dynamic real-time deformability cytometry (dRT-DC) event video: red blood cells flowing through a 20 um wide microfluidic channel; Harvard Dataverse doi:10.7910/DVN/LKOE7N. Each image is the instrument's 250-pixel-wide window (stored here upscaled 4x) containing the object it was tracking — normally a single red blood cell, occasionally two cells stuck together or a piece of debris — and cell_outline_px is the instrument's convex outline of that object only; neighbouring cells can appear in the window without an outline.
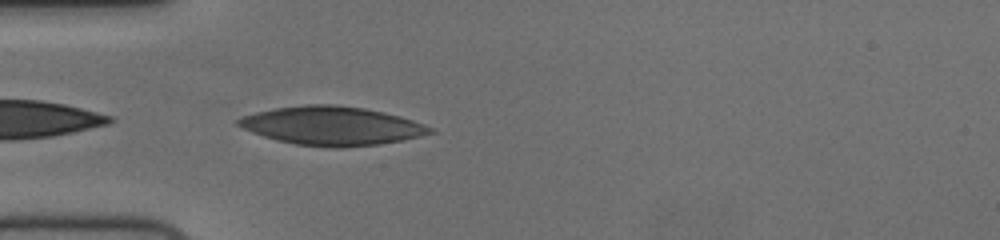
{"species": "human", "species_latin": "Homo sapiens", "temperature_condition": "cold", "stored_images_in_passage": 38, "camera_frame_rate_fps": 3000, "um_per_image_px": 0.085, "donor": {"sex": "female"}, "frame": {"image": 1, "passage_image": 1, "time_ms": 0.0, "image_size_px": [1000, 240], "cell_outline_px": [[436, 132], [420, 136], [380, 144], [344, 148], [328, 148], [296, 144], [276, 140], [252, 132], [236, 124], [236, 120], [240, 116], [256, 112], [276, 108], [304, 104], [332, 104], [364, 108], [384, 112], [400, 116], [424, 124], [432, 128]], "centroid_in_image_um": [28.2, 10.7], "position_along_channel_um": 56.8, "area_um2": 43.29}}
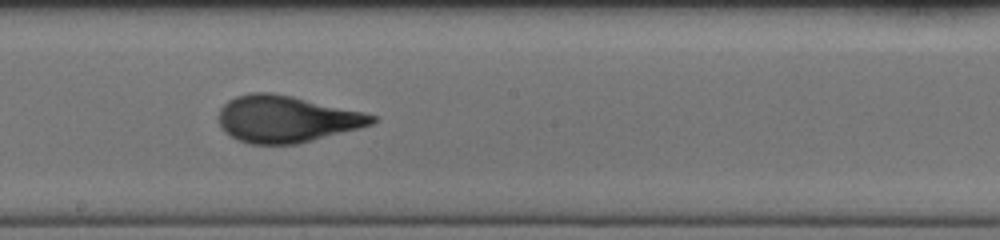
{"frame": {"image": 2, "passage_image": 15, "time_ms": 4.667, "image_size_px": [1000, 240], "cell_outline_px": [[376, 120], [372, 124], [360, 128], [296, 144], [252, 144], [240, 140], [224, 132], [220, 124], [220, 108], [228, 100], [236, 96], [252, 92], [272, 92], [292, 96], [364, 112], [376, 116]], "centroid_in_image_um": [24.34, 10.11], "position_along_channel_um": 223.9, "area_um2": 41.44}}
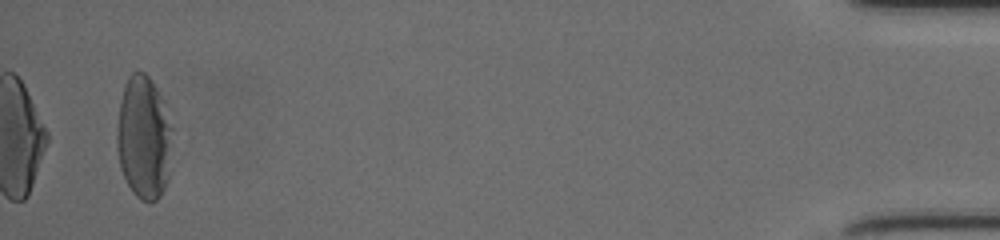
{"frame": {"image": 3, "passage_image": 38, "time_ms": 12.333, "image_size_px": [1000, 240], "cell_outline_px": [[172, 128], [168, 180], [160, 196], [156, 200], [148, 204], [140, 200], [132, 192], [120, 168], [116, 148], [116, 128], [120, 100], [124, 84], [128, 76], [132, 72], [144, 72], [148, 76], [156, 88], [160, 96]], "centroid_in_image_um": [12.19, 11.73], "position_along_channel_um": 423.0, "area_um2": 40.0}, "authors_computed_cell_mechanics": {"area_um2": 40.2288, "velocity_mm_per_s": 3.708, "shape_relaxation_time_tau1_ms": 4.7033, "shape_relaxation_time_tau2_ms": 0.8667, "deformation_change_tau1": 0.1821, "deformation_change_tau2": 0.0767}}